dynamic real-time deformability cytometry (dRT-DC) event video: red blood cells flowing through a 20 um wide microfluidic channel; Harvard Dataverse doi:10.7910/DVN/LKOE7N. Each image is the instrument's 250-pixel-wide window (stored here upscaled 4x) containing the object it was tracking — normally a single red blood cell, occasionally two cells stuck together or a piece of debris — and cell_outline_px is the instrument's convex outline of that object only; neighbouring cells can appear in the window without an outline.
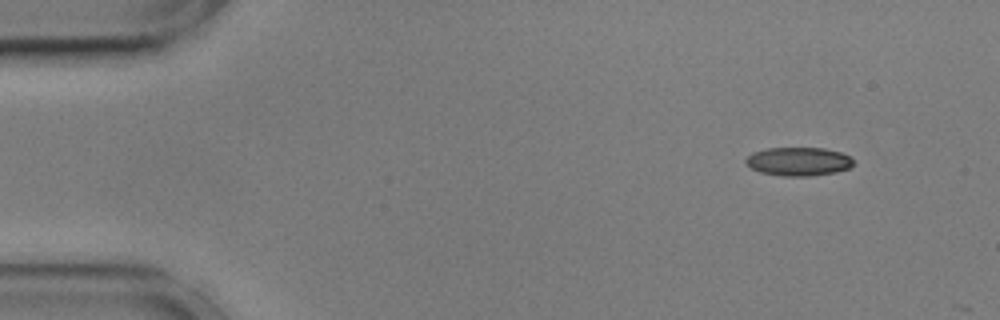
{"species": "common noctule bat (a hibernating species)", "species_latin": "Nyctalus noctula", "temperature_condition": "cold", "stored_images_in_passage": 6, "camera_frame_rate_fps": 3000, "um_per_image_px": 0.085, "animal": {"sex": "male", "body_mass_g": 17.9, "forearm_length_mm": 54.2}, "frame": {"image": 1, "passage_image": 1, "time_ms": 0.0, "image_size_px": [1000, 320], "cell_outline_px": [[852, 164], [848, 168], [836, 172], [808, 176], [784, 176], [760, 172], [752, 168], [744, 160], [752, 152], [768, 148], [824, 148], [840, 152], [852, 156]], "centroid_in_image_um": [67.87, 13.72], "position_along_channel_um": 17.1, "area_um2": 17.8}}